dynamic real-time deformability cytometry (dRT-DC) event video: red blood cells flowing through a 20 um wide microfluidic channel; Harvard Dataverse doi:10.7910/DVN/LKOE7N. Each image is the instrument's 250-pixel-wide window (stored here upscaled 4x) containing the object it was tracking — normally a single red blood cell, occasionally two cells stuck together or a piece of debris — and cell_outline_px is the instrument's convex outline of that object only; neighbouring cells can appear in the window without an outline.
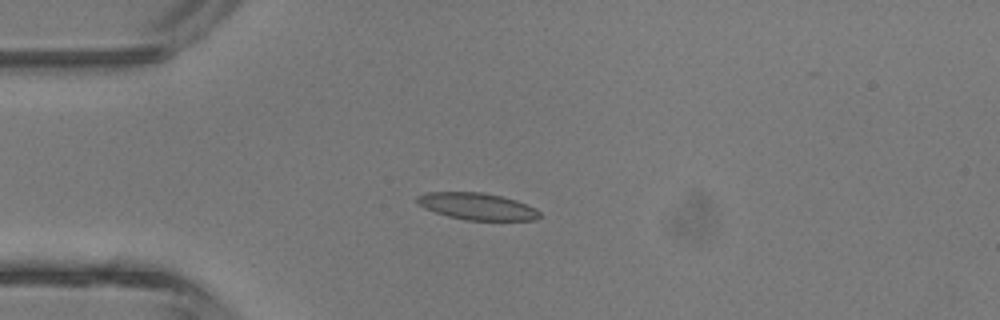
{"species": "common noctule bat (a hibernating species)", "species_latin": "Nyctalus noctula", "temperature_condition": "room temperature", "stored_images_in_passage": 2, "camera_frame_rate_fps": 3000, "um_per_image_px": 0.085, "animal": {"sex": "male", "body_mass_g": 13.3}, "frame": {"image": 1, "passage_image": 2, "time_ms": 1.333, "image_size_px": [1000, 320], "cell_outline_px": [[540, 216], [536, 220], [464, 220], [448, 216], [424, 208], [416, 200], [416, 196], [428, 192], [480, 192], [500, 196], [516, 200], [536, 208], [540, 212]], "centroid_in_image_um": [40.56, 17.54], "position_along_channel_um": 44.4, "area_um2": 19.07}}